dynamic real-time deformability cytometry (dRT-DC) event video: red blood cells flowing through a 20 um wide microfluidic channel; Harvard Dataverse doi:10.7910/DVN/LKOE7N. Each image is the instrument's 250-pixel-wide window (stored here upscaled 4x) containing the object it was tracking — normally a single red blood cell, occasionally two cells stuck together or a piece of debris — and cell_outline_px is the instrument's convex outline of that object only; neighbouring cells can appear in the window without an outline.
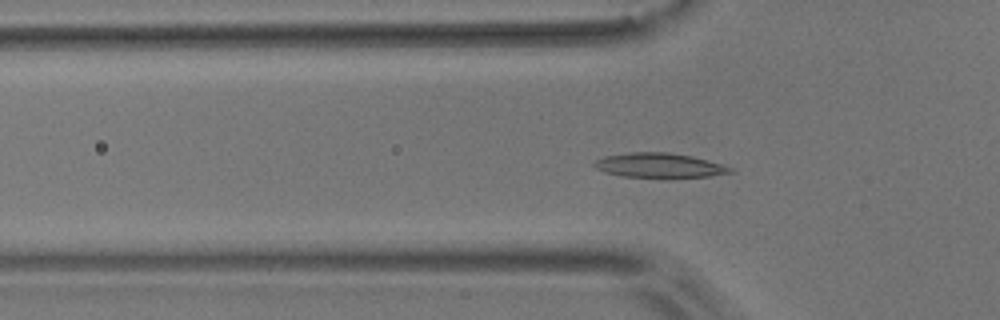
{"species": "common noctule bat (a hibernating species)", "species_latin": "Nyctalus noctula", "temperature_condition": "room temperature", "stored_images_in_passage": 57, "camera_frame_rate_fps": 3000, "um_per_image_px": 0.085, "animal": {"sex": "male", "body_mass_g": 17.9}, "frame": {"image": 1, "passage_image": 18, "time_ms": 5.667, "image_size_px": [1000, 320], "cell_outline_px": [[736, 172], [708, 176], [620, 176], [604, 172], [596, 168], [592, 164], [596, 160], [604, 156], [628, 152], [668, 152], [692, 156], [720, 164], [732, 168]], "centroid_in_image_um": [55.99, 14.03], "position_along_channel_um": 69.8, "area_um2": 19.02}}
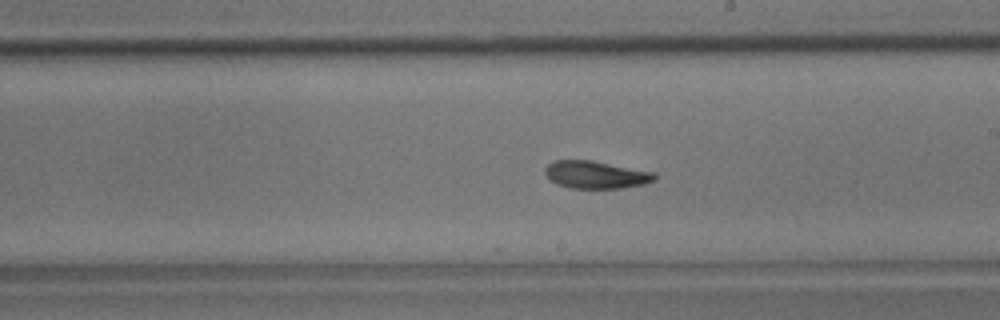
{"frame": {"image": 2, "passage_image": 32, "time_ms": 10.333, "image_size_px": [1000, 320], "cell_outline_px": [[656, 180], [644, 184], [620, 188], [572, 188], [556, 184], [548, 180], [544, 172], [544, 168], [552, 160], [592, 160], [656, 172]], "centroid_in_image_um": [50.63, 14.84], "position_along_channel_um": 238.4, "area_um2": 17.86}}
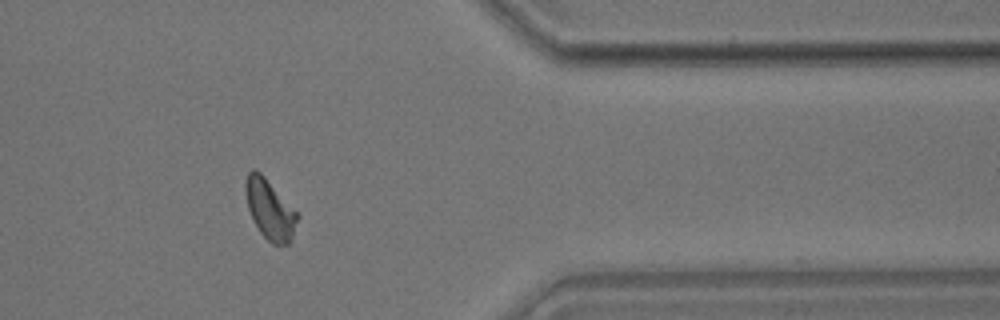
{"frame": {"image": 3, "passage_image": 46, "time_ms": 15.0, "image_size_px": [1000, 320], "cell_outline_px": [[300, 216], [292, 236], [288, 244], [272, 244], [260, 232], [248, 208], [244, 188], [244, 180], [248, 172], [252, 168], [256, 168], [300, 212]], "centroid_in_image_um": [22.96, 17.74], "position_along_channel_um": 388.4, "area_um2": 18.38}, "authors_computed_cell_mechanics": {"area_um2": 17.918, "velocity_mm_per_s": 3.6161, "shape_relaxation_time_tau1_ms": null, "shape_relaxation_time_tau2_ms": 4.1484, "deformation_change_tau1": null, "deformation_change_tau2": 0.0805}}